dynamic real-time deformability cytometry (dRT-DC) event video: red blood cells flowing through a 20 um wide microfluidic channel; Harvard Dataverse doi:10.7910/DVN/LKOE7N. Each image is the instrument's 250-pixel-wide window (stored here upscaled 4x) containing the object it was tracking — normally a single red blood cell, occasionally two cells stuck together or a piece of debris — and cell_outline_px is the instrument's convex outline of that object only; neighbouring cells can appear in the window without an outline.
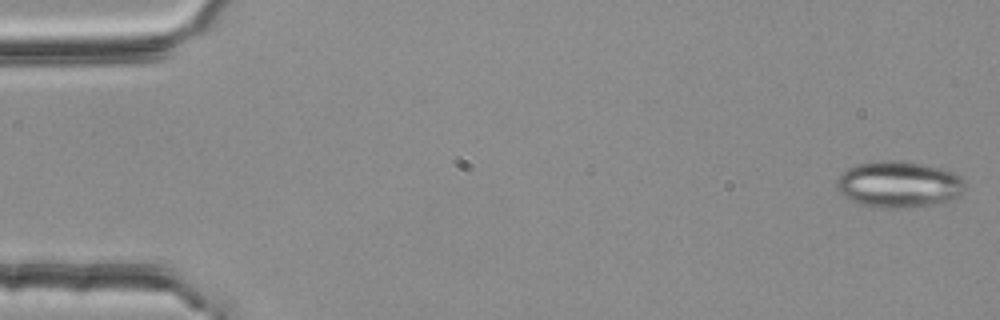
{"species": "common noctule bat (a hibernating species)", "species_latin": "Nyctalus noctula", "temperature_condition": "room temperature", "stored_images_in_passage": 54, "camera_frame_rate_fps": 3000, "um_per_image_px": 0.085, "animal": {"sex": "female", "body_mass_g": 25.1}, "frame": {"image": 1, "passage_image": 1, "time_ms": 0.0, "image_size_px": [1000, 320], "cell_outline_px": [[964, 188], [956, 196], [948, 200], [928, 204], [900, 208], [876, 208], [860, 204], [844, 196], [836, 188], [836, 180], [848, 168], [856, 164], [880, 160], [900, 160], [920, 164], [952, 172], [960, 176], [964, 180]], "centroid_in_image_um": [76.32, 15.66], "position_along_channel_um": 8.7, "area_um2": 34.16}}
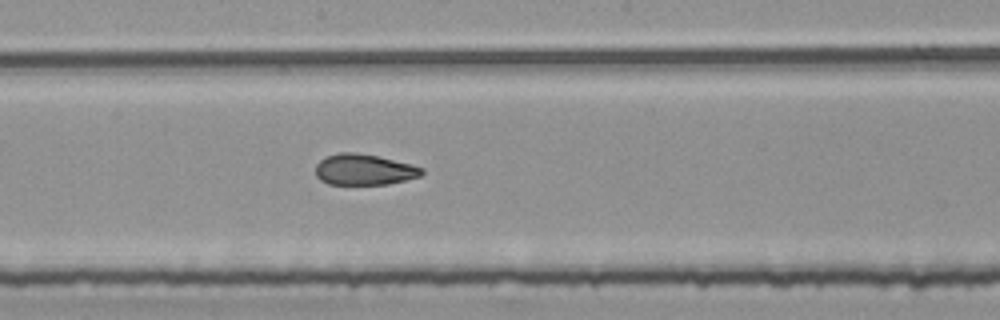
{"frame": {"image": 2, "passage_image": 29, "time_ms": 9.333, "image_size_px": [1000, 320], "cell_outline_px": [[424, 172], [420, 176], [388, 184], [328, 184], [320, 180], [316, 176], [316, 164], [324, 156], [340, 152], [356, 152], [376, 156], [412, 164], [424, 168]], "centroid_in_image_um": [30.92, 14.41], "position_along_channel_um": 217.3, "area_um2": 19.19}}
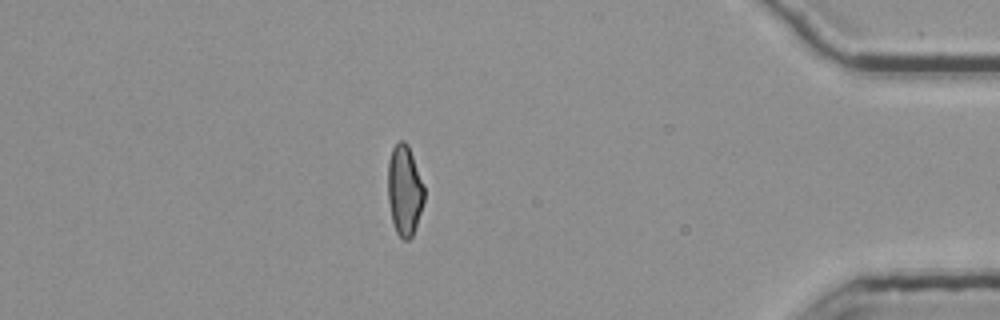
{"frame": {"image": 3, "passage_image": 47, "time_ms": 15.333, "image_size_px": [1000, 320], "cell_outline_px": [[424, 200], [412, 236], [408, 240], [404, 240], [396, 232], [392, 220], [388, 200], [388, 160], [392, 148], [400, 140], [404, 140], [408, 144], [424, 184]], "centroid_in_image_um": [34.38, 16.14], "position_along_channel_um": 400.8, "area_um2": 19.07}, "authors_computed_cell_mechanics": {"area_um2": 20.0566, "velocity_mm_per_s": 3.7897, "shape_relaxation_time_tau1_ms": 5.6045, "shape_relaxation_time_tau2_ms": 2.5119, "deformation_change_tau1": 0.1595, "deformation_change_tau2": 0.0894}}